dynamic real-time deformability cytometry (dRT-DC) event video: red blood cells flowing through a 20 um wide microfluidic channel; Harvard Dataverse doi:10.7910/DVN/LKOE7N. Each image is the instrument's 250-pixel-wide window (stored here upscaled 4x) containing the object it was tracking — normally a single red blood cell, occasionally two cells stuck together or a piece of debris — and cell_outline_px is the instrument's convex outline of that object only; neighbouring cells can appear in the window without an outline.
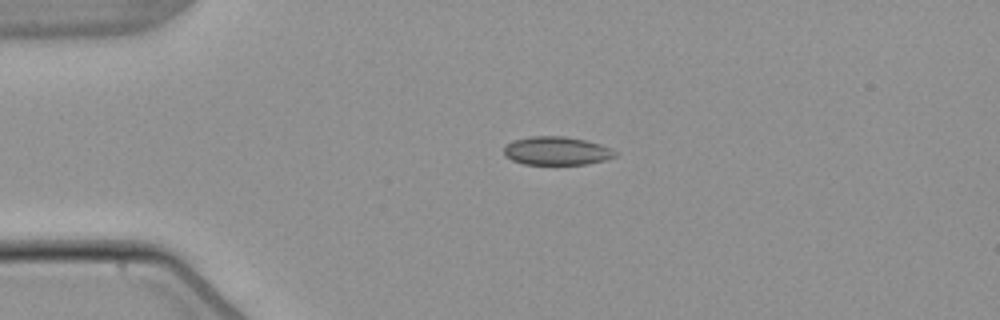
{"species": "common noctule bat (a hibernating species)", "species_latin": "Nyctalus noctula", "temperature_condition": "warm", "stored_images_in_passage": 2, "camera_frame_rate_fps": 3000, "um_per_image_px": 0.085, "animal": {"sex": "male", "body_mass_g": 21.5, "forearm_length_mm": 52.0}, "frame": {"image": 1, "passage_image": 1, "time_ms": 0.0, "image_size_px": [1000, 320], "cell_outline_px": [[616, 156], [604, 160], [588, 164], [524, 164], [512, 160], [504, 156], [504, 148], [512, 140], [532, 136], [564, 136], [584, 140], [600, 144], [616, 152]], "centroid_in_image_um": [47.28, 12.82], "position_along_channel_um": 37.7, "area_um2": 18.26}}